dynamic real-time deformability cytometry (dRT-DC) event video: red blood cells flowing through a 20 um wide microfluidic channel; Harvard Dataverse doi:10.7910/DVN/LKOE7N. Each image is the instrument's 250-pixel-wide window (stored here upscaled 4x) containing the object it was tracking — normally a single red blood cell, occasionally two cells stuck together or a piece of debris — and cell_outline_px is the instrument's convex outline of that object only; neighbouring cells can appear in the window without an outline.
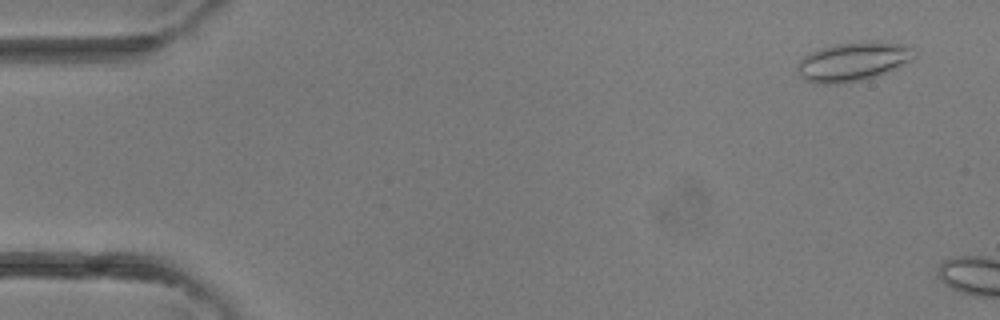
{"species": "common noctule bat (a hibernating species)", "species_latin": "Nyctalus noctula", "temperature_condition": "room temperature", "stored_images_in_passage": 2, "camera_frame_rate_fps": 3000, "um_per_image_px": 0.085, "animal": {"sex": "female"}, "frame": {"image": 1, "passage_image": 1, "time_ms": 0.0, "image_size_px": [1000, 320], "cell_outline_px": [[916, 56], [912, 60], [896, 68], [868, 80], [836, 84], [820, 84], [804, 80], [800, 76], [796, 68], [800, 60], [804, 56], [820, 48], [836, 44], [868, 40], [900, 44], [916, 48]], "centroid_in_image_um": [72.53, 5.24], "position_along_channel_um": 12.5, "area_um2": 26.93}}